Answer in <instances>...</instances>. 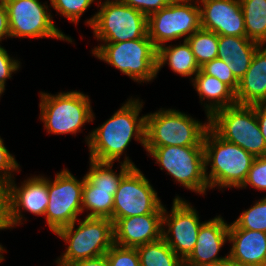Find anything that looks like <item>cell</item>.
<instances>
[{
	"label": "cell",
	"mask_w": 266,
	"mask_h": 266,
	"mask_svg": "<svg viewBox=\"0 0 266 266\" xmlns=\"http://www.w3.org/2000/svg\"><path fill=\"white\" fill-rule=\"evenodd\" d=\"M142 101L139 97L127 99L109 119L89 132L85 137L89 159L119 162L133 138L145 148L146 115H139L144 105Z\"/></svg>",
	"instance_id": "1"
},
{
	"label": "cell",
	"mask_w": 266,
	"mask_h": 266,
	"mask_svg": "<svg viewBox=\"0 0 266 266\" xmlns=\"http://www.w3.org/2000/svg\"><path fill=\"white\" fill-rule=\"evenodd\" d=\"M203 146L209 188H240L256 157L238 145L225 141L210 127L204 135ZM208 166L211 167L209 172Z\"/></svg>",
	"instance_id": "2"
},
{
	"label": "cell",
	"mask_w": 266,
	"mask_h": 266,
	"mask_svg": "<svg viewBox=\"0 0 266 266\" xmlns=\"http://www.w3.org/2000/svg\"><path fill=\"white\" fill-rule=\"evenodd\" d=\"M209 119L202 123L176 109L160 108L146 114L145 148L203 146Z\"/></svg>",
	"instance_id": "3"
},
{
	"label": "cell",
	"mask_w": 266,
	"mask_h": 266,
	"mask_svg": "<svg viewBox=\"0 0 266 266\" xmlns=\"http://www.w3.org/2000/svg\"><path fill=\"white\" fill-rule=\"evenodd\" d=\"M78 224L75 228V221L55 234L68 244L55 261L57 266L103 256L114 245V223L110 219L86 217Z\"/></svg>",
	"instance_id": "4"
},
{
	"label": "cell",
	"mask_w": 266,
	"mask_h": 266,
	"mask_svg": "<svg viewBox=\"0 0 266 266\" xmlns=\"http://www.w3.org/2000/svg\"><path fill=\"white\" fill-rule=\"evenodd\" d=\"M90 97L80 91L51 94L40 92V120L47 133L77 134L86 123L95 120Z\"/></svg>",
	"instance_id": "5"
},
{
	"label": "cell",
	"mask_w": 266,
	"mask_h": 266,
	"mask_svg": "<svg viewBox=\"0 0 266 266\" xmlns=\"http://www.w3.org/2000/svg\"><path fill=\"white\" fill-rule=\"evenodd\" d=\"M91 52L134 82L146 83L157 77V48L148 33L143 38L131 41L102 43Z\"/></svg>",
	"instance_id": "6"
},
{
	"label": "cell",
	"mask_w": 266,
	"mask_h": 266,
	"mask_svg": "<svg viewBox=\"0 0 266 266\" xmlns=\"http://www.w3.org/2000/svg\"><path fill=\"white\" fill-rule=\"evenodd\" d=\"M98 12L85 20L94 37L102 43H118L143 38L148 33V17L118 0H100Z\"/></svg>",
	"instance_id": "7"
},
{
	"label": "cell",
	"mask_w": 266,
	"mask_h": 266,
	"mask_svg": "<svg viewBox=\"0 0 266 266\" xmlns=\"http://www.w3.org/2000/svg\"><path fill=\"white\" fill-rule=\"evenodd\" d=\"M89 160L82 190V212L89 210L86 217L108 218L113 222L115 192L122 177L136 165L125 155L123 162H119L121 168L117 174L112 170L113 163Z\"/></svg>",
	"instance_id": "8"
},
{
	"label": "cell",
	"mask_w": 266,
	"mask_h": 266,
	"mask_svg": "<svg viewBox=\"0 0 266 266\" xmlns=\"http://www.w3.org/2000/svg\"><path fill=\"white\" fill-rule=\"evenodd\" d=\"M209 127L222 139L238 145L255 157L266 156V142L254 105L235 104L215 112Z\"/></svg>",
	"instance_id": "9"
},
{
	"label": "cell",
	"mask_w": 266,
	"mask_h": 266,
	"mask_svg": "<svg viewBox=\"0 0 266 266\" xmlns=\"http://www.w3.org/2000/svg\"><path fill=\"white\" fill-rule=\"evenodd\" d=\"M145 150L174 182L196 194L206 195L209 186L205 176L204 146H163Z\"/></svg>",
	"instance_id": "10"
},
{
	"label": "cell",
	"mask_w": 266,
	"mask_h": 266,
	"mask_svg": "<svg viewBox=\"0 0 266 266\" xmlns=\"http://www.w3.org/2000/svg\"><path fill=\"white\" fill-rule=\"evenodd\" d=\"M200 28V7L197 0H174L148 16V36L157 49L182 37L186 41Z\"/></svg>",
	"instance_id": "11"
},
{
	"label": "cell",
	"mask_w": 266,
	"mask_h": 266,
	"mask_svg": "<svg viewBox=\"0 0 266 266\" xmlns=\"http://www.w3.org/2000/svg\"><path fill=\"white\" fill-rule=\"evenodd\" d=\"M39 0H5L10 38H54L72 43L54 24L49 6Z\"/></svg>",
	"instance_id": "12"
},
{
	"label": "cell",
	"mask_w": 266,
	"mask_h": 266,
	"mask_svg": "<svg viewBox=\"0 0 266 266\" xmlns=\"http://www.w3.org/2000/svg\"><path fill=\"white\" fill-rule=\"evenodd\" d=\"M84 178L77 180L67 168L56 173L54 180L48 178L49 203L44 218L53 233L80 220Z\"/></svg>",
	"instance_id": "13"
},
{
	"label": "cell",
	"mask_w": 266,
	"mask_h": 266,
	"mask_svg": "<svg viewBox=\"0 0 266 266\" xmlns=\"http://www.w3.org/2000/svg\"><path fill=\"white\" fill-rule=\"evenodd\" d=\"M164 205L148 178L132 167L121 179L114 195L113 223L119 219L150 213H163Z\"/></svg>",
	"instance_id": "14"
},
{
	"label": "cell",
	"mask_w": 266,
	"mask_h": 266,
	"mask_svg": "<svg viewBox=\"0 0 266 266\" xmlns=\"http://www.w3.org/2000/svg\"><path fill=\"white\" fill-rule=\"evenodd\" d=\"M199 218L196 208L179 196L173 199L170 213L164 207L162 238L183 261L193 251L198 231L204 223Z\"/></svg>",
	"instance_id": "15"
},
{
	"label": "cell",
	"mask_w": 266,
	"mask_h": 266,
	"mask_svg": "<svg viewBox=\"0 0 266 266\" xmlns=\"http://www.w3.org/2000/svg\"><path fill=\"white\" fill-rule=\"evenodd\" d=\"M49 203L48 178L30 176L20 186L12 179L5 186V225L7 229L20 226L26 218L21 212L45 216ZM24 218V219H23Z\"/></svg>",
	"instance_id": "16"
},
{
	"label": "cell",
	"mask_w": 266,
	"mask_h": 266,
	"mask_svg": "<svg viewBox=\"0 0 266 266\" xmlns=\"http://www.w3.org/2000/svg\"><path fill=\"white\" fill-rule=\"evenodd\" d=\"M197 1L200 7L201 28L217 35L246 37L240 0Z\"/></svg>",
	"instance_id": "17"
},
{
	"label": "cell",
	"mask_w": 266,
	"mask_h": 266,
	"mask_svg": "<svg viewBox=\"0 0 266 266\" xmlns=\"http://www.w3.org/2000/svg\"><path fill=\"white\" fill-rule=\"evenodd\" d=\"M229 224L221 215L204 221L201 225L195 247L184 260V266H206L221 264L227 257L218 256L221 248L228 242Z\"/></svg>",
	"instance_id": "18"
},
{
	"label": "cell",
	"mask_w": 266,
	"mask_h": 266,
	"mask_svg": "<svg viewBox=\"0 0 266 266\" xmlns=\"http://www.w3.org/2000/svg\"><path fill=\"white\" fill-rule=\"evenodd\" d=\"M163 213H150L119 219L114 224V244L136 248L162 238Z\"/></svg>",
	"instance_id": "19"
},
{
	"label": "cell",
	"mask_w": 266,
	"mask_h": 266,
	"mask_svg": "<svg viewBox=\"0 0 266 266\" xmlns=\"http://www.w3.org/2000/svg\"><path fill=\"white\" fill-rule=\"evenodd\" d=\"M229 243L232 244L228 256L249 266H266V233L239 228L234 222L229 224Z\"/></svg>",
	"instance_id": "20"
},
{
	"label": "cell",
	"mask_w": 266,
	"mask_h": 266,
	"mask_svg": "<svg viewBox=\"0 0 266 266\" xmlns=\"http://www.w3.org/2000/svg\"><path fill=\"white\" fill-rule=\"evenodd\" d=\"M235 97L237 104L241 105L266 103V45L256 50L248 70L239 81Z\"/></svg>",
	"instance_id": "21"
},
{
	"label": "cell",
	"mask_w": 266,
	"mask_h": 266,
	"mask_svg": "<svg viewBox=\"0 0 266 266\" xmlns=\"http://www.w3.org/2000/svg\"><path fill=\"white\" fill-rule=\"evenodd\" d=\"M260 46L247 37L219 35L217 58L223 59L234 77L240 81Z\"/></svg>",
	"instance_id": "22"
},
{
	"label": "cell",
	"mask_w": 266,
	"mask_h": 266,
	"mask_svg": "<svg viewBox=\"0 0 266 266\" xmlns=\"http://www.w3.org/2000/svg\"><path fill=\"white\" fill-rule=\"evenodd\" d=\"M198 93L200 102L204 101V109L207 119L215 112L237 104L235 92L217 78L205 74L201 69L191 81ZM208 102V103H207Z\"/></svg>",
	"instance_id": "23"
},
{
	"label": "cell",
	"mask_w": 266,
	"mask_h": 266,
	"mask_svg": "<svg viewBox=\"0 0 266 266\" xmlns=\"http://www.w3.org/2000/svg\"><path fill=\"white\" fill-rule=\"evenodd\" d=\"M164 44L157 49V74L165 64H168L174 73L183 77L195 76L200 67L195 60L190 45L187 41L178 45Z\"/></svg>",
	"instance_id": "24"
},
{
	"label": "cell",
	"mask_w": 266,
	"mask_h": 266,
	"mask_svg": "<svg viewBox=\"0 0 266 266\" xmlns=\"http://www.w3.org/2000/svg\"><path fill=\"white\" fill-rule=\"evenodd\" d=\"M246 37L266 45V0H240Z\"/></svg>",
	"instance_id": "25"
},
{
	"label": "cell",
	"mask_w": 266,
	"mask_h": 266,
	"mask_svg": "<svg viewBox=\"0 0 266 266\" xmlns=\"http://www.w3.org/2000/svg\"><path fill=\"white\" fill-rule=\"evenodd\" d=\"M140 266H184V261L161 238L136 247Z\"/></svg>",
	"instance_id": "26"
},
{
	"label": "cell",
	"mask_w": 266,
	"mask_h": 266,
	"mask_svg": "<svg viewBox=\"0 0 266 266\" xmlns=\"http://www.w3.org/2000/svg\"><path fill=\"white\" fill-rule=\"evenodd\" d=\"M199 67L217 58L219 35L200 28L186 39Z\"/></svg>",
	"instance_id": "27"
},
{
	"label": "cell",
	"mask_w": 266,
	"mask_h": 266,
	"mask_svg": "<svg viewBox=\"0 0 266 266\" xmlns=\"http://www.w3.org/2000/svg\"><path fill=\"white\" fill-rule=\"evenodd\" d=\"M233 222L241 229L266 233V196L257 200L249 209L242 211Z\"/></svg>",
	"instance_id": "28"
},
{
	"label": "cell",
	"mask_w": 266,
	"mask_h": 266,
	"mask_svg": "<svg viewBox=\"0 0 266 266\" xmlns=\"http://www.w3.org/2000/svg\"><path fill=\"white\" fill-rule=\"evenodd\" d=\"M98 0H50L49 6L68 21L78 24L83 13Z\"/></svg>",
	"instance_id": "29"
},
{
	"label": "cell",
	"mask_w": 266,
	"mask_h": 266,
	"mask_svg": "<svg viewBox=\"0 0 266 266\" xmlns=\"http://www.w3.org/2000/svg\"><path fill=\"white\" fill-rule=\"evenodd\" d=\"M200 69L210 76L228 85L234 92L237 91L239 81L234 77L226 62L223 59L215 58L205 63Z\"/></svg>",
	"instance_id": "30"
},
{
	"label": "cell",
	"mask_w": 266,
	"mask_h": 266,
	"mask_svg": "<svg viewBox=\"0 0 266 266\" xmlns=\"http://www.w3.org/2000/svg\"><path fill=\"white\" fill-rule=\"evenodd\" d=\"M105 255L109 266H140L136 248L121 247L114 244Z\"/></svg>",
	"instance_id": "31"
},
{
	"label": "cell",
	"mask_w": 266,
	"mask_h": 266,
	"mask_svg": "<svg viewBox=\"0 0 266 266\" xmlns=\"http://www.w3.org/2000/svg\"><path fill=\"white\" fill-rule=\"evenodd\" d=\"M259 191H266V156L256 157L247 174V177L239 189L247 186Z\"/></svg>",
	"instance_id": "32"
},
{
	"label": "cell",
	"mask_w": 266,
	"mask_h": 266,
	"mask_svg": "<svg viewBox=\"0 0 266 266\" xmlns=\"http://www.w3.org/2000/svg\"><path fill=\"white\" fill-rule=\"evenodd\" d=\"M15 155H12L0 136V184L6 186L12 179L15 180L13 172H19L20 165L16 161Z\"/></svg>",
	"instance_id": "33"
},
{
	"label": "cell",
	"mask_w": 266,
	"mask_h": 266,
	"mask_svg": "<svg viewBox=\"0 0 266 266\" xmlns=\"http://www.w3.org/2000/svg\"><path fill=\"white\" fill-rule=\"evenodd\" d=\"M120 3L139 10L147 17L171 4L174 0H118Z\"/></svg>",
	"instance_id": "34"
},
{
	"label": "cell",
	"mask_w": 266,
	"mask_h": 266,
	"mask_svg": "<svg viewBox=\"0 0 266 266\" xmlns=\"http://www.w3.org/2000/svg\"><path fill=\"white\" fill-rule=\"evenodd\" d=\"M21 62L10 57L7 50L0 45V83L6 85L7 79L12 78V74L21 67Z\"/></svg>",
	"instance_id": "35"
},
{
	"label": "cell",
	"mask_w": 266,
	"mask_h": 266,
	"mask_svg": "<svg viewBox=\"0 0 266 266\" xmlns=\"http://www.w3.org/2000/svg\"><path fill=\"white\" fill-rule=\"evenodd\" d=\"M7 37L10 38L8 13L5 3H1L0 4V43Z\"/></svg>",
	"instance_id": "36"
},
{
	"label": "cell",
	"mask_w": 266,
	"mask_h": 266,
	"mask_svg": "<svg viewBox=\"0 0 266 266\" xmlns=\"http://www.w3.org/2000/svg\"><path fill=\"white\" fill-rule=\"evenodd\" d=\"M254 109L256 112V118L260 126L261 133L266 142V103L254 104Z\"/></svg>",
	"instance_id": "37"
},
{
	"label": "cell",
	"mask_w": 266,
	"mask_h": 266,
	"mask_svg": "<svg viewBox=\"0 0 266 266\" xmlns=\"http://www.w3.org/2000/svg\"><path fill=\"white\" fill-rule=\"evenodd\" d=\"M65 266H109V264L106 255H103L97 258L77 261Z\"/></svg>",
	"instance_id": "38"
},
{
	"label": "cell",
	"mask_w": 266,
	"mask_h": 266,
	"mask_svg": "<svg viewBox=\"0 0 266 266\" xmlns=\"http://www.w3.org/2000/svg\"><path fill=\"white\" fill-rule=\"evenodd\" d=\"M0 229H6L5 225V186L0 184Z\"/></svg>",
	"instance_id": "39"
},
{
	"label": "cell",
	"mask_w": 266,
	"mask_h": 266,
	"mask_svg": "<svg viewBox=\"0 0 266 266\" xmlns=\"http://www.w3.org/2000/svg\"><path fill=\"white\" fill-rule=\"evenodd\" d=\"M222 266H249L244 263H240L232 260L229 256L221 263Z\"/></svg>",
	"instance_id": "40"
},
{
	"label": "cell",
	"mask_w": 266,
	"mask_h": 266,
	"mask_svg": "<svg viewBox=\"0 0 266 266\" xmlns=\"http://www.w3.org/2000/svg\"><path fill=\"white\" fill-rule=\"evenodd\" d=\"M0 230H5V229H0ZM6 252L5 248L3 247V245L0 244V263L3 262L4 256L3 253Z\"/></svg>",
	"instance_id": "41"
},
{
	"label": "cell",
	"mask_w": 266,
	"mask_h": 266,
	"mask_svg": "<svg viewBox=\"0 0 266 266\" xmlns=\"http://www.w3.org/2000/svg\"><path fill=\"white\" fill-rule=\"evenodd\" d=\"M5 92V85H3L2 83H0V97L1 95Z\"/></svg>",
	"instance_id": "42"
},
{
	"label": "cell",
	"mask_w": 266,
	"mask_h": 266,
	"mask_svg": "<svg viewBox=\"0 0 266 266\" xmlns=\"http://www.w3.org/2000/svg\"><path fill=\"white\" fill-rule=\"evenodd\" d=\"M206 266H222L221 264H215V265H206Z\"/></svg>",
	"instance_id": "43"
},
{
	"label": "cell",
	"mask_w": 266,
	"mask_h": 266,
	"mask_svg": "<svg viewBox=\"0 0 266 266\" xmlns=\"http://www.w3.org/2000/svg\"><path fill=\"white\" fill-rule=\"evenodd\" d=\"M1 3H5V0H0V4H1Z\"/></svg>",
	"instance_id": "44"
}]
</instances>
